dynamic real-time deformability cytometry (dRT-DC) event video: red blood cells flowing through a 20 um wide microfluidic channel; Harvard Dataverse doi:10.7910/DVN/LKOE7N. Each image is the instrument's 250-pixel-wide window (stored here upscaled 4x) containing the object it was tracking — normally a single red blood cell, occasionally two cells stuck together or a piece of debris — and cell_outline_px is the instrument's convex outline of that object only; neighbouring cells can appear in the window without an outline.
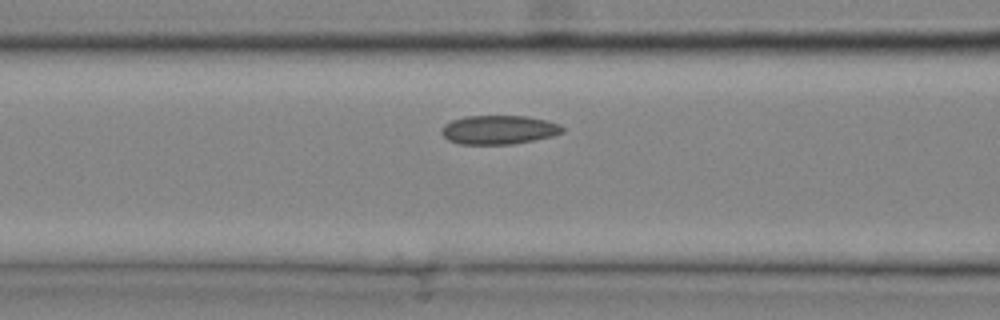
{"species": "common noctule bat (a hibernating species)", "species_latin": "Nyctalus noctula", "temperature_condition": "cold", "stored_images_in_passage": 23, "camera_frame_rate_fps": 3000, "um_per_image_px": 0.085, "animal": {"sex": "male", "body_mass_g": 20.4}, "frame": {"image": 1, "passage_image": 7, "time_ms": 2.0, "image_size_px": [1000, 320], "cell_outline_px": [[564, 132], [552, 136], [512, 144], [460, 144], [448, 140], [440, 132], [440, 128], [444, 124], [452, 120], [464, 116], [528, 116], [560, 124], [564, 128]], "centroid_in_image_um": [42.37, 11.03], "position_along_channel_um": 124.2, "area_um2": 20.4}}
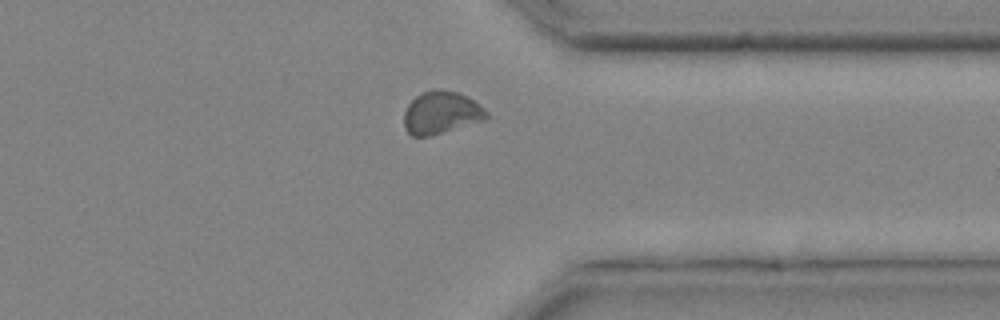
{"frame": {"image": 2, "passage_image": 20, "time_ms": 6.333, "image_size_px": [1000, 320], "cell_outline_px": [[488, 120], [432, 136], [412, 136], [404, 128], [404, 112], [408, 104], [416, 96], [432, 88], [436, 88], [460, 92], [484, 108], [488, 112]], "centroid_in_image_um": [37.52, 9.59], "position_along_channel_um": 373.9, "area_um2": 20.87}}